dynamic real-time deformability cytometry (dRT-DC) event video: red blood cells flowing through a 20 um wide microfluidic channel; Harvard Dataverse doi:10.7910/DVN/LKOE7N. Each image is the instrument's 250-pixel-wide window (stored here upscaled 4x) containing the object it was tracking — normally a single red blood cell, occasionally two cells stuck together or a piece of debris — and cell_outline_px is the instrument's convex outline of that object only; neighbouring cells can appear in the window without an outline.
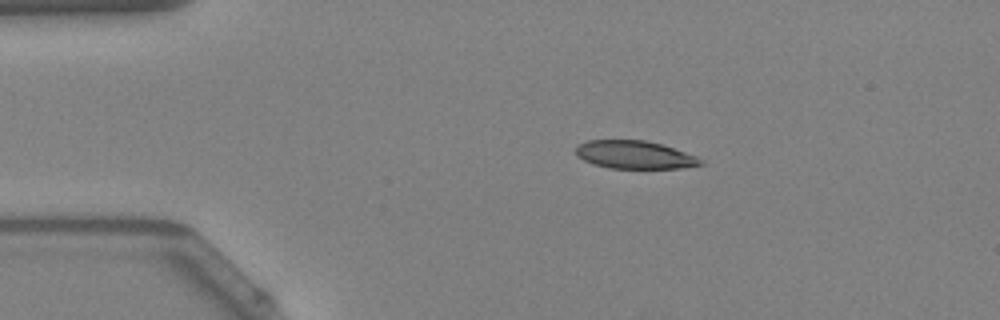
{"species": "Egyptian fruit bat (a non-hibernating species)", "species_latin": "Rousettus aegyptiacus", "temperature_condition": "warm", "stored_images_in_passage": 41, "camera_frame_rate_fps": 3000, "um_per_image_px": 0.085, "animal": {"sex": "female"}, "frame": {"image": 1, "passage_image": 1, "time_ms": 0.0, "image_size_px": [1000, 320], "cell_outline_px": [[704, 164], [680, 168], [608, 168], [592, 164], [584, 160], [576, 152], [576, 144], [588, 140], [644, 140], [660, 144], [696, 156], [704, 160]], "centroid_in_image_um": [53.92, 13.16], "position_along_channel_um": 31.1, "area_um2": 20.23}}
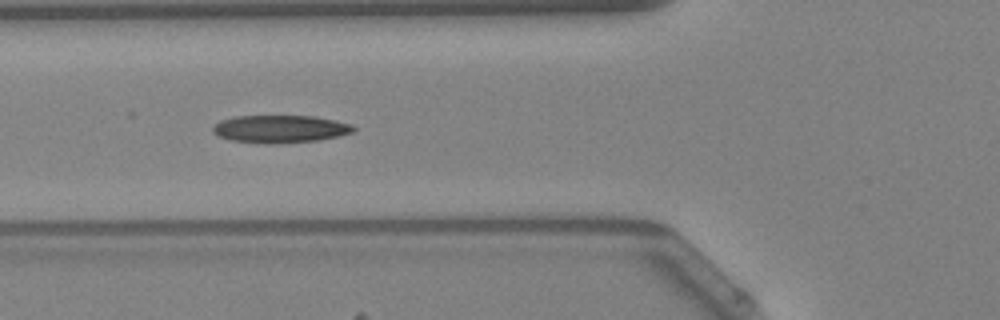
{"frame": {"image": 2, "passage_image": 10, "time_ms": 3.0, "image_size_px": [1000, 320], "cell_outline_px": [[356, 128], [352, 132], [340, 136], [320, 140], [276, 144], [260, 144], [232, 140], [216, 136], [212, 132], [212, 128], [220, 120], [236, 116], [316, 116], [336, 120], [352, 124]], "centroid_in_image_um": [23.82, 10.97], "position_along_channel_um": 102.0, "area_um2": 23.0}}
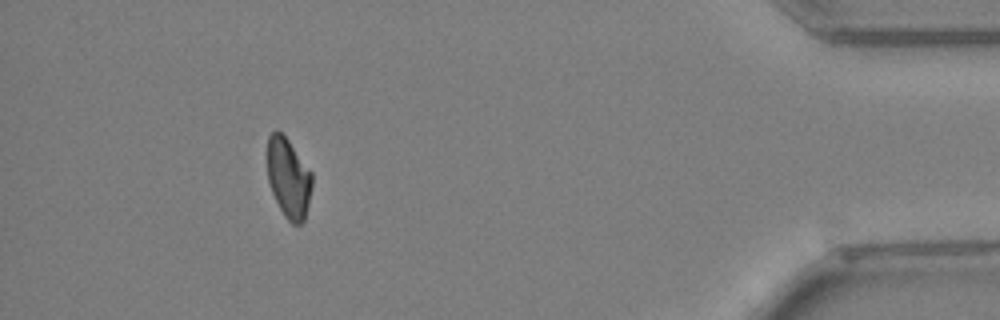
{"frame": {"image": 3, "passage_image": 37, "time_ms": 12.0, "image_size_px": [1000, 320], "cell_outline_px": [[312, 184], [308, 204], [304, 220], [300, 224], [292, 224], [284, 216], [272, 192], [268, 180], [268, 136], [276, 128], [288, 140], [312, 172]], "centroid_in_image_um": [24.52, 15.13], "position_along_channel_um": 410.7, "area_um2": 20.58}, "authors_computed_cell_mechanics": {"area_um2": 22.0796, "velocity_mm_per_s": 4.0735, "shape_relaxation_time_tau1_ms": null, "shape_relaxation_time_tau2_ms": 9.4317, "deformation_change_tau1": null, "deformation_change_tau2": 0.1876}}